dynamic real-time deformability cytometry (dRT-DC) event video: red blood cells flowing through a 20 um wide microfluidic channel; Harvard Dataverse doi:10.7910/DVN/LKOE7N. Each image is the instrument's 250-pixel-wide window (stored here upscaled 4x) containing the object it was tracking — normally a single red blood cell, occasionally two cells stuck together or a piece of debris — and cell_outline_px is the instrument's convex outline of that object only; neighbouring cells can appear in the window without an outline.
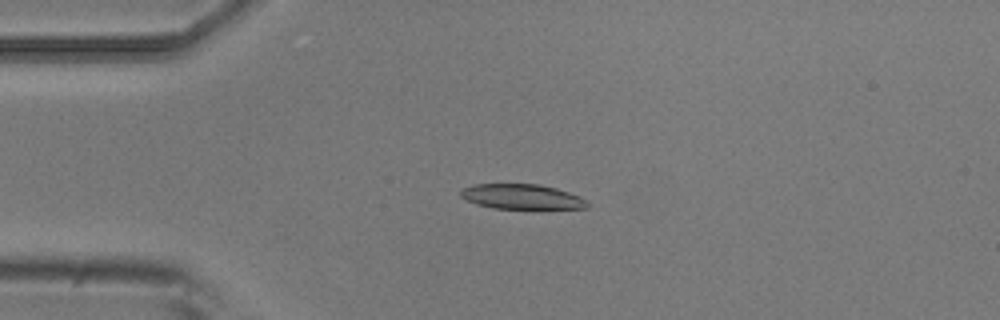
{"species": "common noctule bat (a hibernating species)", "species_latin": "Nyctalus noctula", "temperature_condition": "room temperature", "stored_images_in_passage": 4, "camera_frame_rate_fps": 3000, "um_per_image_px": 0.085, "animal": {"sex": "male", "body_mass_g": 20.5, "forearm_length_mm": 52.5}, "frame": {"image": 1, "passage_image": 3, "time_ms": 0.667, "image_size_px": [1000, 320], "cell_outline_px": [[588, 208], [492, 208], [476, 204], [460, 196], [460, 188], [472, 184], [540, 184], [556, 188], [580, 196], [588, 204]], "centroid_in_image_um": [44.3, 16.7], "position_along_channel_um": 40.7, "area_um2": 18.32}}